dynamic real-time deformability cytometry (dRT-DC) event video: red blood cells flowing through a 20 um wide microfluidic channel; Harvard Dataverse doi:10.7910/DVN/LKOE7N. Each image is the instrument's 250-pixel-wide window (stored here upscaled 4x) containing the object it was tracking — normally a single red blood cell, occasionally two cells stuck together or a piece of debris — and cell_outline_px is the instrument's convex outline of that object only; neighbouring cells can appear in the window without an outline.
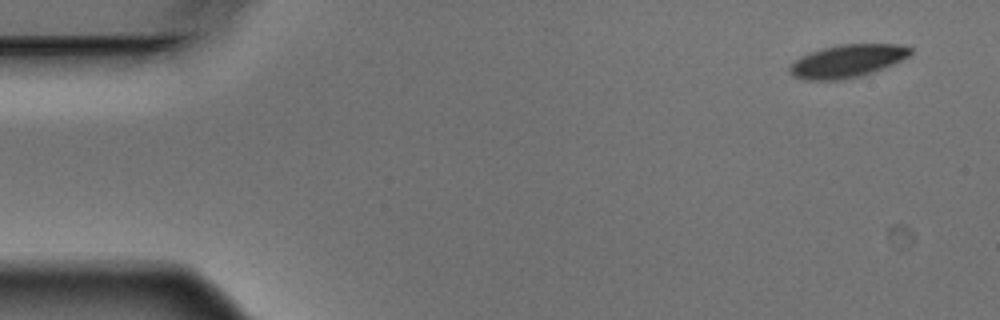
{"species": "Egyptian fruit bat (a non-hibernating species)", "species_latin": "Rousettus aegyptiacus", "temperature_condition": "warm", "stored_images_in_passage": 8, "camera_frame_rate_fps": 3000, "um_per_image_px": 0.085, "animal": {"sex": "male"}, "frame": {"image": 1, "passage_image": 1, "time_ms": 0.0, "image_size_px": [1000, 320], "cell_outline_px": [[912, 52], [908, 56], [892, 64], [872, 72], [860, 76], [840, 80], [804, 80], [796, 76], [788, 68], [800, 56], [824, 48], [840, 44], [896, 44], [912, 48]], "centroid_in_image_um": [72.02, 5.18], "position_along_channel_um": 13.0, "area_um2": 22.66}}
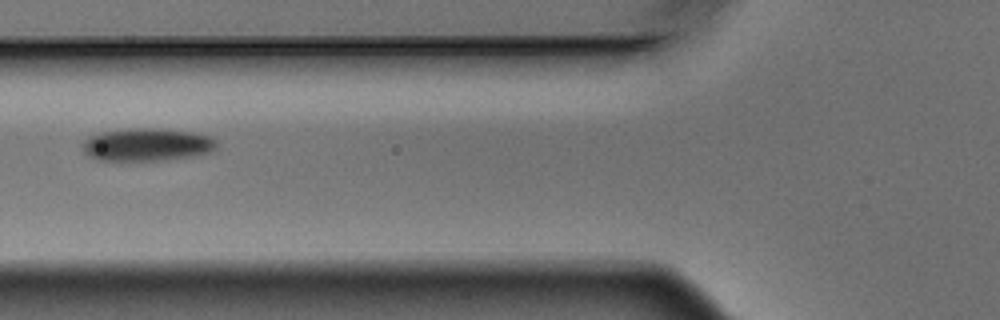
{"frame": {"image": 2, "passage_image": 6, "time_ms": 1.667, "image_size_px": [1000, 320], "cell_outline_px": [[216, 148], [212, 152], [196, 156], [160, 160], [96, 160], [88, 156], [84, 152], [80, 144], [88, 136], [100, 132], [128, 128], [160, 128], [192, 132], [212, 136], [216, 140]], "centroid_in_image_um": [12.48, 12.28], "position_along_channel_um": 113.3, "area_um2": 26.07}}
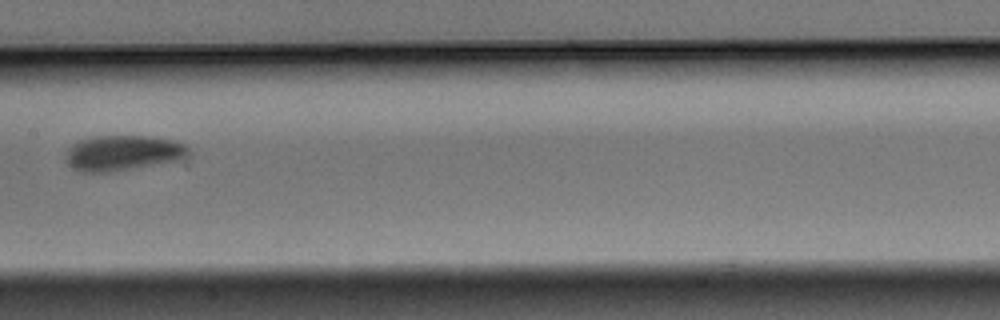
{"frame": {"image": 3, "passage_image": 8, "time_ms": 2.333, "image_size_px": [1000, 320], "cell_outline_px": [[188, 156], [176, 160], [108, 172], [80, 172], [72, 168], [64, 160], [68, 148], [76, 140], [88, 136], [144, 136], [176, 140], [184, 144], [188, 148]], "centroid_in_image_um": [10.35, 12.98], "position_along_channel_um": 197.0, "area_um2": 25.26}}